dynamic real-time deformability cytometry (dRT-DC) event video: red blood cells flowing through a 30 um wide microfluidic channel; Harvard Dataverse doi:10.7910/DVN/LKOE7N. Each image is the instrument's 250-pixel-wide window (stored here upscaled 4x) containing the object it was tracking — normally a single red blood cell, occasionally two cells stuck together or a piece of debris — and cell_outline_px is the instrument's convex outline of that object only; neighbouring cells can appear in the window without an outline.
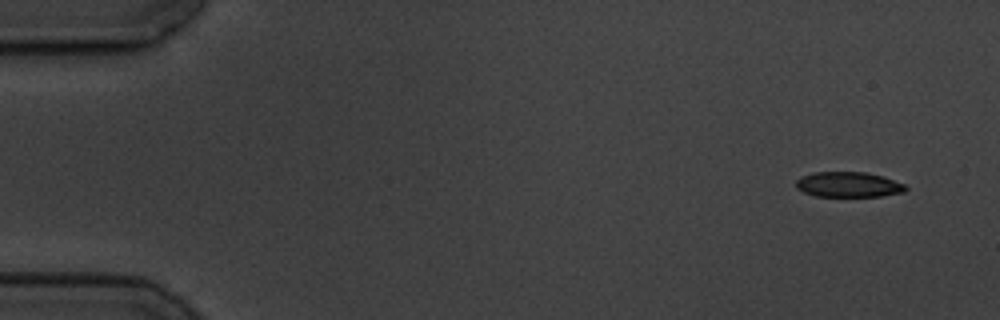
{"species": "common noctule bat (a hibernating species)", "species_latin": "Nyctalus noctula", "temperature_condition": "cold", "stored_images_in_passage": 4, "camera_frame_rate_fps": 3000, "um_per_image_px": 0.085, "animal": {"sex": "male", "body_mass_g": 19.5, "forearm_length_mm": 54.6}, "frame": {"image": 1, "passage_image": 1, "time_ms": 0.0, "image_size_px": [1000, 320], "cell_outline_px": [[908, 188], [904, 192], [880, 196], [816, 196], [804, 192], [796, 188], [796, 180], [800, 176], [816, 172], [864, 172], [880, 176], [904, 184]], "centroid_in_image_um": [72.08, 15.69], "position_along_channel_um": 12.9, "area_um2": 15.95}}
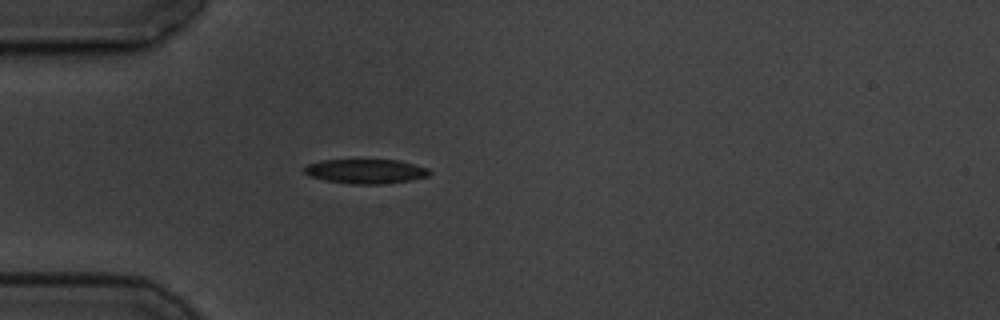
{"frame": {"image": 2, "passage_image": 4, "time_ms": 4.333, "image_size_px": [1000, 320], "cell_outline_px": [[432, 172], [428, 176], [408, 180], [380, 184], [352, 184], [328, 180], [308, 176], [304, 172], [304, 168], [308, 164], [320, 160], [400, 160], [416, 164], [428, 168]], "centroid_in_image_um": [31.1, 14.55], "position_along_channel_um": 53.9, "area_um2": 17.74}}